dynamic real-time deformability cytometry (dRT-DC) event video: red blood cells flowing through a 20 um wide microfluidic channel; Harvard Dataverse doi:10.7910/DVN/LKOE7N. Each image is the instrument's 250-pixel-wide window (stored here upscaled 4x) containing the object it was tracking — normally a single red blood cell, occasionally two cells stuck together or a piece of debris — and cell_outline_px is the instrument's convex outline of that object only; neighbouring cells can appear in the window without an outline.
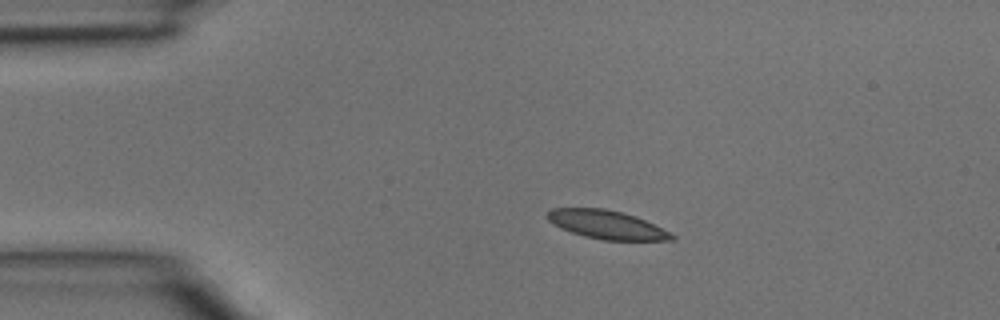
{"species": "common noctule bat (a hibernating species)", "species_latin": "Nyctalus noctula", "temperature_condition": "room temperature", "stored_images_in_passage": 2, "camera_frame_rate_fps": 3000, "um_per_image_px": 0.085, "animal": {"sex": "male", "body_mass_g": 15.6}, "frame": {"image": 1, "passage_image": 2, "time_ms": 0.333, "image_size_px": [1000, 320], "cell_outline_px": [[676, 240], [604, 240], [584, 236], [560, 228], [548, 220], [548, 212], [552, 208], [604, 208], [624, 212], [636, 216], [676, 236]], "centroid_in_image_um": [51.56, 19.09], "position_along_channel_um": 33.4, "area_um2": 20.46}}